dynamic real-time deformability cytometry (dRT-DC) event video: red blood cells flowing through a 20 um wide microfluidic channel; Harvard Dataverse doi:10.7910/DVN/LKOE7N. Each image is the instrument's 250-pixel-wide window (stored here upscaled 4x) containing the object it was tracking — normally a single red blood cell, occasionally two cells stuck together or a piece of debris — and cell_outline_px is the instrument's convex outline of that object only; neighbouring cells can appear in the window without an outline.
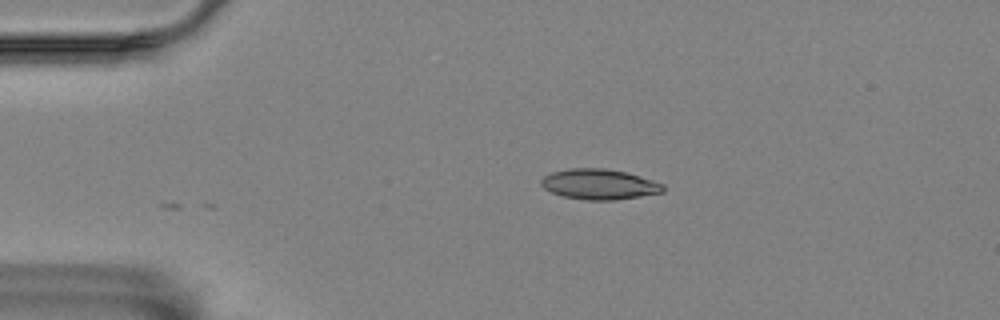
{"species": "Egyptian fruit bat (a non-hibernating species)", "species_latin": "Rousettus aegyptiacus", "temperature_condition": "room temperature", "stored_images_in_passage": 3, "camera_frame_rate_fps": 3000, "um_per_image_px": 0.085, "animal": {"sex": "female"}, "frame": {"image": 1, "passage_image": 3, "time_ms": 0.667, "image_size_px": [1000, 320], "cell_outline_px": [[664, 192], [616, 200], [588, 200], [564, 196], [552, 192], [544, 188], [540, 184], [540, 180], [544, 176], [552, 172], [572, 168], [604, 168], [624, 172], [640, 176], [664, 184]], "centroid_in_image_um": [50.94, 15.66], "position_along_channel_um": 34.1, "area_um2": 21.44}}